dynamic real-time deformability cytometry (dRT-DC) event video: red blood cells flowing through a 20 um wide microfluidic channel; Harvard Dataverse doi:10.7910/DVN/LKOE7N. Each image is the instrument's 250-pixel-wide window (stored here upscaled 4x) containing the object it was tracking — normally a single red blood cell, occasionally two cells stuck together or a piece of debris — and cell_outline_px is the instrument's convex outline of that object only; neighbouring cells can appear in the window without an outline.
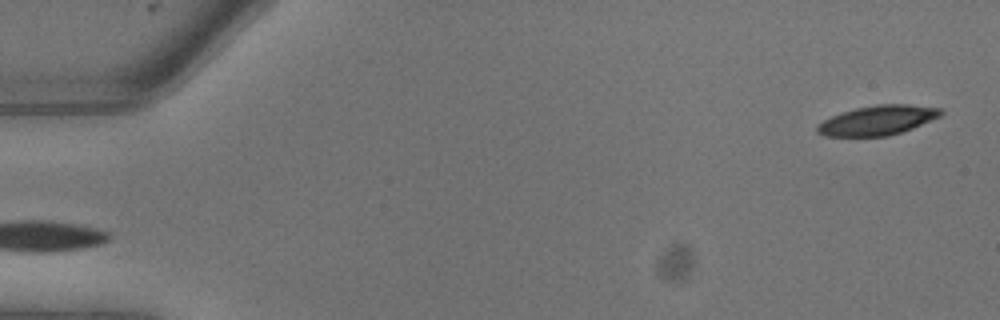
{"species": "common noctule bat (a hibernating species)", "species_latin": "Nyctalus noctula", "temperature_condition": "warm", "stored_images_in_passage": 8, "camera_frame_rate_fps": 3000, "um_per_image_px": 0.085, "animal": {"sex": "male", "body_mass_g": 13.3}, "frame": {"image": 1, "passage_image": 1, "time_ms": 0.0, "image_size_px": [1000, 320], "cell_outline_px": [[944, 112], [940, 116], [912, 128], [888, 136], [824, 136], [816, 132], [816, 124], [832, 116], [856, 108], [876, 104], [908, 104], [940, 108]], "centroid_in_image_um": [74.57, 10.22], "position_along_channel_um": 10.4, "area_um2": 21.15}}
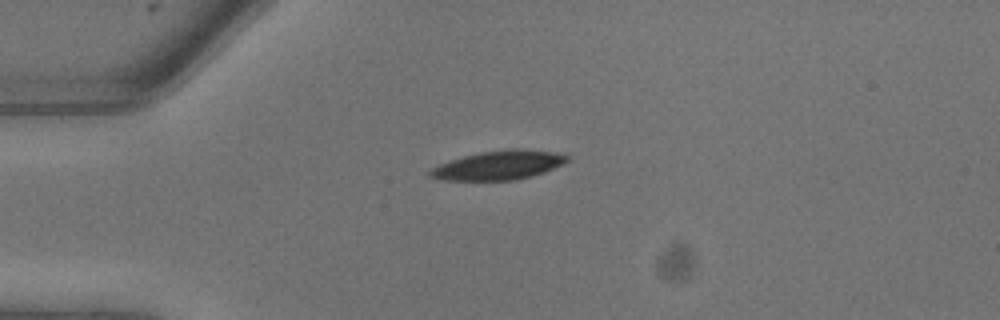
{"frame": {"image": 2, "passage_image": 6, "time_ms": 1.667, "image_size_px": [1000, 320], "cell_outline_px": [[568, 160], [544, 172], [532, 176], [516, 180], [440, 180], [428, 176], [428, 172], [432, 168], [440, 164], [464, 156], [480, 152], [508, 148], [516, 148], [556, 152], [568, 156]], "centroid_in_image_um": [42.36, 14.04], "position_along_channel_um": 42.6, "area_um2": 23.06}}